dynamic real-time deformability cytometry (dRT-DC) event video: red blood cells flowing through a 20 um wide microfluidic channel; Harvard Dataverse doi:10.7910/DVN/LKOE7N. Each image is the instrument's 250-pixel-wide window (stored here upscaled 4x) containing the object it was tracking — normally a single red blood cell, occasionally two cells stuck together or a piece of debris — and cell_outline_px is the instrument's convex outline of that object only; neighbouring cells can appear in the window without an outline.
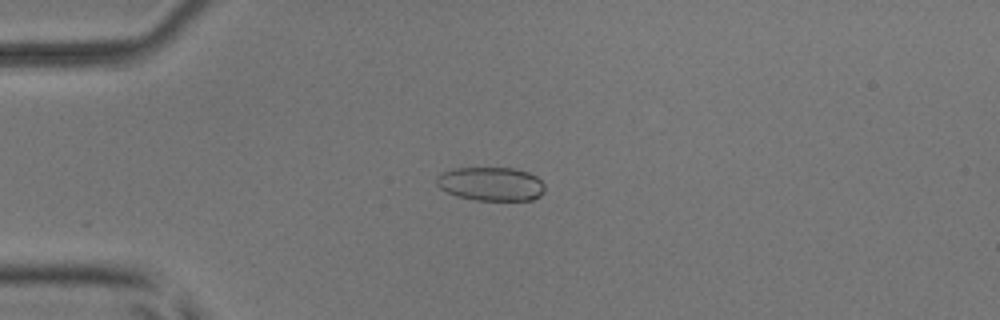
{"species": "common noctule bat (a hibernating species)", "species_latin": "Nyctalus noctula", "temperature_condition": "room temperature", "stored_images_in_passage": 6, "camera_frame_rate_fps": 3000, "um_per_image_px": 0.085, "animal": {"sex": "male", "body_mass_g": 17.9, "forearm_length_mm": 54.2}, "frame": {"image": 1, "passage_image": 4, "time_ms": 4.333, "image_size_px": [1000, 320], "cell_outline_px": [[544, 192], [540, 196], [532, 200], [476, 200], [456, 196], [440, 188], [436, 184], [436, 176], [440, 172], [452, 168], [512, 168], [528, 172], [536, 176], [544, 184]], "centroid_in_image_um": [41.71, 15.63], "position_along_channel_um": 43.3, "area_um2": 21.44}}
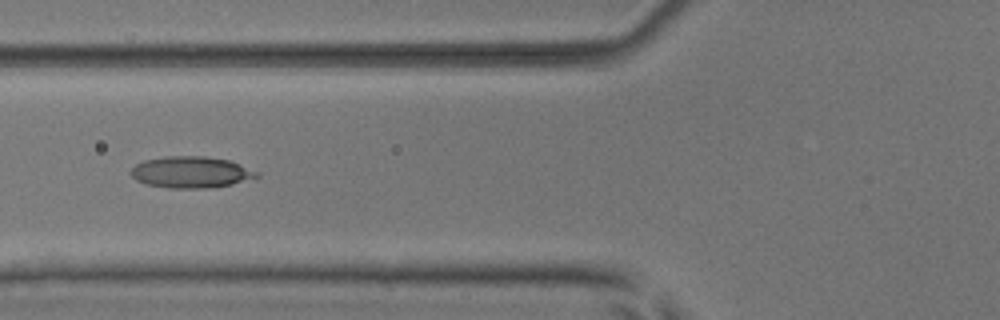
{"frame": {"image": 2, "passage_image": 6, "time_ms": 6.667, "image_size_px": [1000, 320], "cell_outline_px": [[260, 176], [232, 184], [204, 188], [168, 188], [148, 184], [136, 180], [128, 172], [136, 164], [144, 160], [164, 156], [204, 156], [228, 160], [260, 172]], "centroid_in_image_um": [16.21, 14.63], "position_along_channel_um": 109.6, "area_um2": 23.0}}